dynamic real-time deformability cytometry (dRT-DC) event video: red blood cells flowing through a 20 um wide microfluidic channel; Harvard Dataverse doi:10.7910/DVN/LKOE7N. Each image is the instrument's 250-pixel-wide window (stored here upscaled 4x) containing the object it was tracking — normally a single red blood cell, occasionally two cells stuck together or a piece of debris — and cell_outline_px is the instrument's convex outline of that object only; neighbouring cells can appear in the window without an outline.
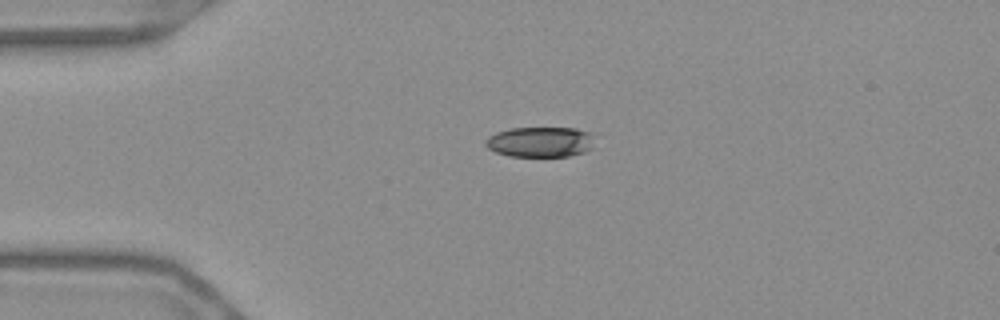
{"species": "Egyptian fruit bat (a non-hibernating species)", "species_latin": "Rousettus aegyptiacus", "temperature_condition": "warm", "stored_images_in_passage": 17, "camera_frame_rate_fps": 3000, "um_per_image_px": 0.085, "frame": {"image": 1, "passage_image": 1, "time_ms": 0.0, "image_size_px": [1000, 320], "cell_outline_px": [[576, 132], [572, 152], [560, 156], [520, 156], [504, 152], [508, 132], [524, 128], [564, 128]], "centroid_in_image_um": [45.92, 12.07], "position_along_channel_um": 39.1, "area_um2": 12.95}}
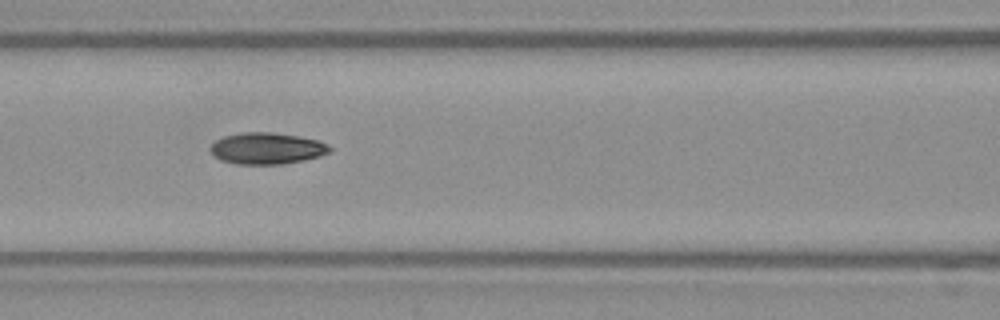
{"frame": {"image": 2, "passage_image": 12, "time_ms": 3.667, "image_size_px": [1000, 320], "cell_outline_px": [[324, 148], [320, 152], [312, 156], [288, 160], [236, 160], [240, 136], [284, 136], [308, 140], [320, 144]], "centroid_in_image_um": [23.43, 12.6], "position_along_channel_um": 143.2, "area_um2": 12.77}}
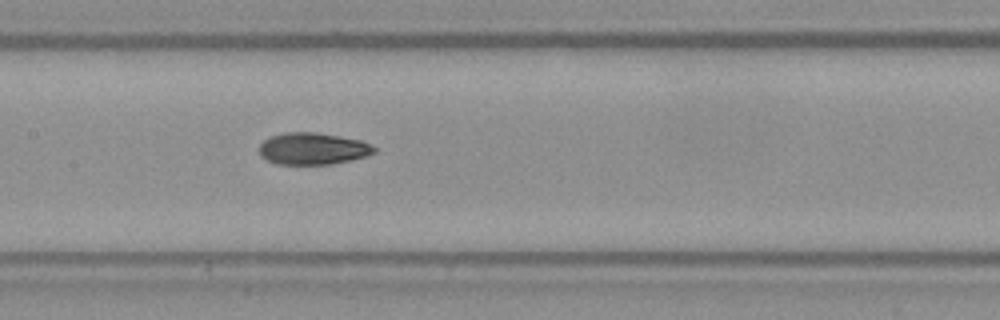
{"frame": {"image": 3, "passage_image": 15, "time_ms": 4.667, "image_size_px": [1000, 320], "cell_outline_px": [[368, 148], [364, 152], [356, 156], [336, 160], [288, 160], [292, 136], [324, 136], [348, 140], [360, 144]], "centroid_in_image_um": [27.47, 12.62], "position_along_channel_um": 179.9, "area_um2": 11.16}}